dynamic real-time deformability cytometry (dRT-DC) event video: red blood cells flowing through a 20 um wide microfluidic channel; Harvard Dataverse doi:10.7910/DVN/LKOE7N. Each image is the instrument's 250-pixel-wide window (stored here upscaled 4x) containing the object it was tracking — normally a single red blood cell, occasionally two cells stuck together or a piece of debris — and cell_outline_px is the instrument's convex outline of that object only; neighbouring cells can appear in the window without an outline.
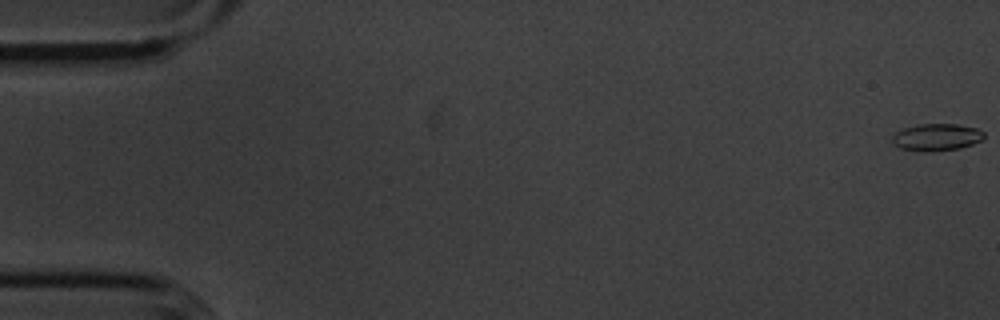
{"species": "common noctule bat (a hibernating species)", "species_latin": "Nyctalus noctula", "temperature_condition": "cold", "stored_images_in_passage": 56, "camera_frame_rate_fps": 3000, "um_per_image_px": 0.085, "animal": {"sex": "male", "body_mass_g": 20.1, "forearm_length_mm": 53.5}, "frame": {"image": 1, "passage_image": 1, "time_ms": 0.0, "image_size_px": [1000, 320], "cell_outline_px": [[984, 136], [980, 140], [972, 144], [960, 148], [932, 152], [924, 152], [900, 148], [892, 144], [892, 136], [896, 132], [904, 128], [916, 124], [960, 124], [976, 128], [984, 132]], "centroid_in_image_um": [79.58, 11.66], "position_along_channel_um": 5.4, "area_um2": 14.62}}
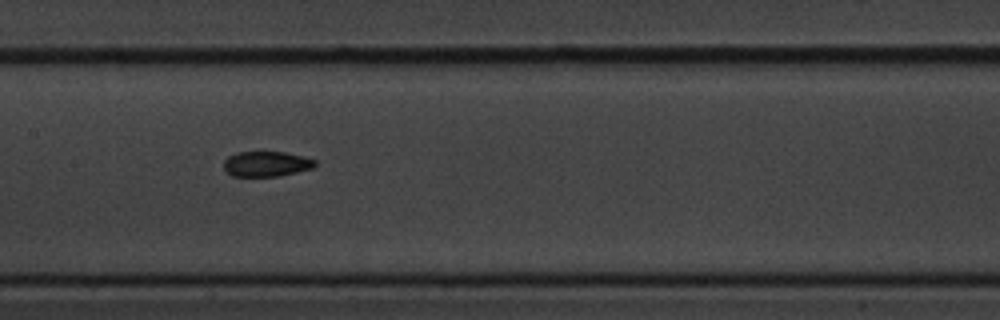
{"frame": {"image": 2, "passage_image": 28, "time_ms": 9.0, "image_size_px": [1000, 320], "cell_outline_px": [[316, 164], [312, 168], [280, 176], [232, 176], [224, 168], [224, 160], [228, 156], [236, 152], [284, 152], [316, 160]], "centroid_in_image_um": [22.62, 13.93], "position_along_channel_um": 184.8, "area_um2": 13.29}}
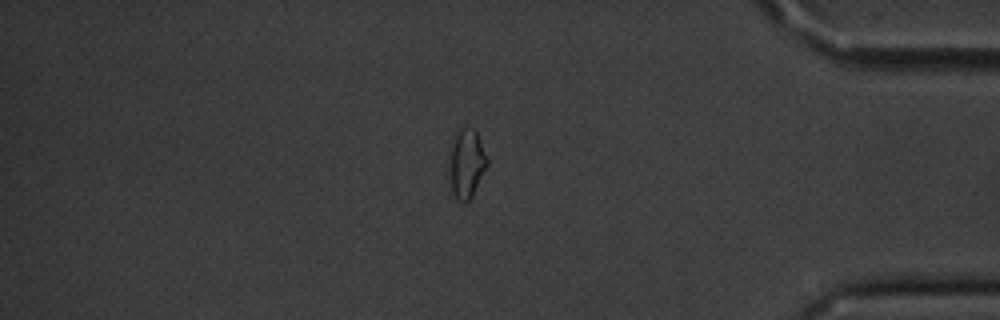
{"frame": {"image": 3, "passage_image": 48, "time_ms": 15.667, "image_size_px": [1000, 320], "cell_outline_px": [[488, 164], [472, 196], [464, 204], [456, 200], [452, 192], [448, 172], [448, 152], [456, 128], [472, 128], [476, 132], [488, 160]], "centroid_in_image_um": [39.59, 13.9], "position_along_channel_um": 395.6, "area_um2": 15.66}, "authors_computed_cell_mechanics": {"area_um2": 14.45, "velocity_mm_per_s": 3.6034, "shape_relaxation_time_tau1_ms": 4.4546, "shape_relaxation_time_tau2_ms": 2.9448, "deformation_change_tau1": 0.0981, "deformation_change_tau2": 0.0771}}